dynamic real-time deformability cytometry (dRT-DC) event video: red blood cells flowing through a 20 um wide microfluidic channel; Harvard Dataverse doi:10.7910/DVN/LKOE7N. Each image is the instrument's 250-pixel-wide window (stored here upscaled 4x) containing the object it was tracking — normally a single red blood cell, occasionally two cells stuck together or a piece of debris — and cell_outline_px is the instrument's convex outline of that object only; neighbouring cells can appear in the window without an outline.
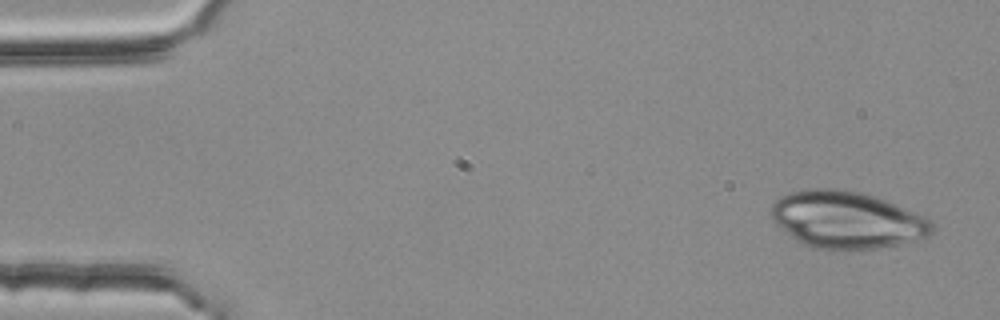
{"species": "common noctule bat (a hibernating species)", "species_latin": "Nyctalus noctula", "temperature_condition": "room temperature", "stored_images_in_passage": 3, "camera_frame_rate_fps": 3000, "um_per_image_px": 0.085, "animal": {"sex": "female", "body_mass_g": 25.1}, "frame": {"image": 1, "passage_image": 1, "time_ms": 0.0, "image_size_px": [1000, 320], "cell_outline_px": [[936, 232], [928, 236], [896, 244], [876, 248], [844, 252], [828, 252], [804, 244], [796, 240], [780, 228], [772, 220], [768, 212], [772, 204], [776, 200], [792, 192], [804, 188], [836, 188], [860, 192], [876, 196], [924, 216], [932, 220], [936, 224]], "centroid_in_image_um": [71.97, 18.71], "position_along_channel_um": 13.0, "area_um2": 54.45}}